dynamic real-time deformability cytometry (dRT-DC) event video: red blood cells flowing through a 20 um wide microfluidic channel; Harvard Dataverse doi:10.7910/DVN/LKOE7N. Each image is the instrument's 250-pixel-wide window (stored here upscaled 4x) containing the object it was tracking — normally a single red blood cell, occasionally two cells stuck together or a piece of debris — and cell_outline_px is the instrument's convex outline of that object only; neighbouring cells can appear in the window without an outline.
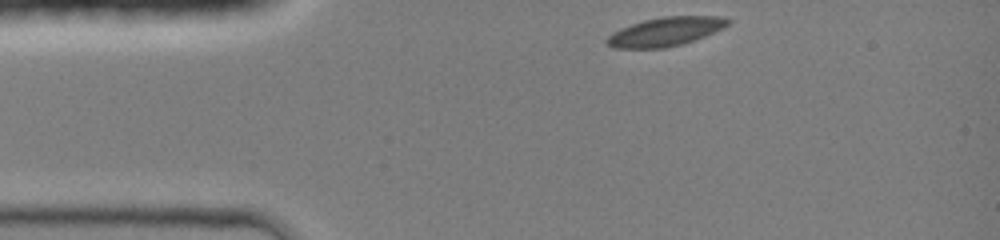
{"species": "common noctule bat (a hibernating species)", "species_latin": "Nyctalus noctula", "temperature_condition": "room temperature", "stored_images_in_passage": 33, "camera_frame_rate_fps": 3000, "um_per_image_px": 0.085, "animal": {"sex": "female", "body_mass_g": 19.0, "forearm_length_mm": 51.5}, "frame": {"image": 1, "passage_image": 1, "time_ms": 0.0, "image_size_px": [1000, 240], "cell_outline_px": [[732, 24], [724, 28], [704, 36], [680, 44], [664, 48], [612, 48], [604, 40], [612, 32], [620, 28], [644, 20], [664, 16], [724, 16], [732, 20]], "centroid_in_image_um": [56.59, 2.67], "position_along_channel_um": 28.4, "area_um2": 20.4}}
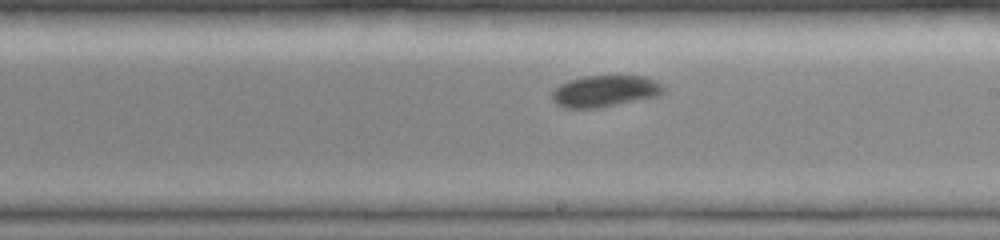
{"frame": {"image": 2, "passage_image": 19, "time_ms": 6.0, "image_size_px": [1000, 240], "cell_outline_px": [[668, 88], [664, 92], [656, 96], [600, 108], [564, 108], [556, 104], [552, 100], [552, 92], [560, 84], [568, 80], [584, 76], [644, 76], [656, 80], [664, 84]], "centroid_in_image_um": [51.44, 7.74], "position_along_channel_um": 237.6, "area_um2": 20.69}}
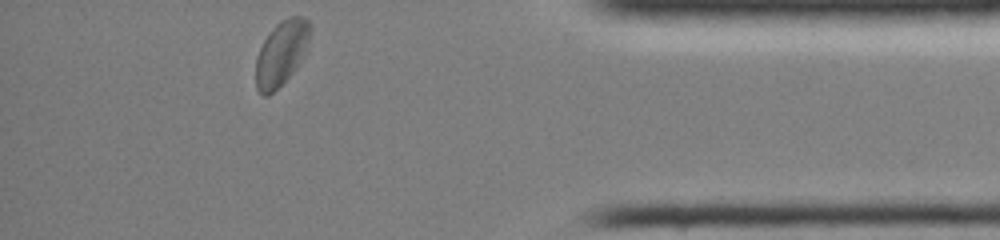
{"frame": {"image": 3, "passage_image": 33, "time_ms": 10.667, "image_size_px": [1000, 240], "cell_outline_px": [[312, 28], [304, 56], [296, 68], [268, 96], [264, 96], [256, 88], [256, 56], [264, 40], [276, 24], [280, 20], [292, 16], [304, 16], [308, 20]], "centroid_in_image_um": [23.93, 4.48], "position_along_channel_um": 411.3, "area_um2": 20.35}, "authors_computed_cell_mechanics": {"area_um2": 20.4612, "velocity_mm_per_s": 4.2152, "shape_relaxation_time_tau1_ms": 4.5581, "shape_relaxation_time_tau2_ms": 5.7382, "deformation_change_tau1": 0.1067, "deformation_change_tau2": 0.0628}}